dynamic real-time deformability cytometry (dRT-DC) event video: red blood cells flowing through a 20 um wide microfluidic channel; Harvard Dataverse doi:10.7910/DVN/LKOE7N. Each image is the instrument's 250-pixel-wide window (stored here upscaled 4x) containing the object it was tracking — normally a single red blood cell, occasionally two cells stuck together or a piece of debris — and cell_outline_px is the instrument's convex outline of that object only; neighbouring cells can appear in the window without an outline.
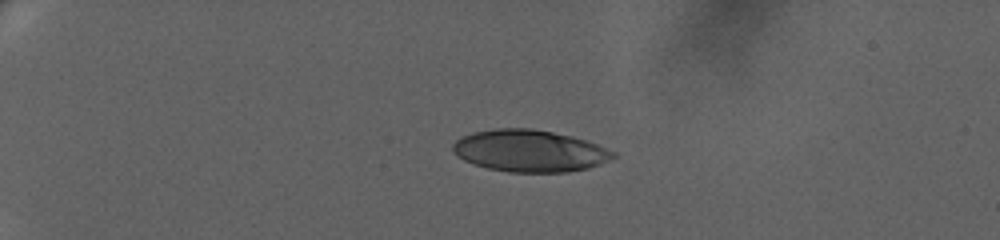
{"species": "human", "species_latin": "Homo sapiens", "temperature_condition": "warm", "stored_images_in_passage": 50, "camera_frame_rate_fps": 3000, "um_per_image_px": 0.085, "donor": {"sex": "female"}, "frame": {"image": 1, "passage_image": 1, "time_ms": 0.0, "image_size_px": [1000, 240], "cell_outline_px": [[616, 156], [600, 164], [588, 168], [568, 172], [508, 172], [488, 168], [464, 160], [456, 156], [452, 152], [452, 144], [456, 140], [472, 132], [496, 128], [532, 128], [572, 136], [596, 144], [616, 152]], "centroid_in_image_um": [45.0, 12.82], "position_along_channel_um": 40.0, "area_um2": 39.13}}
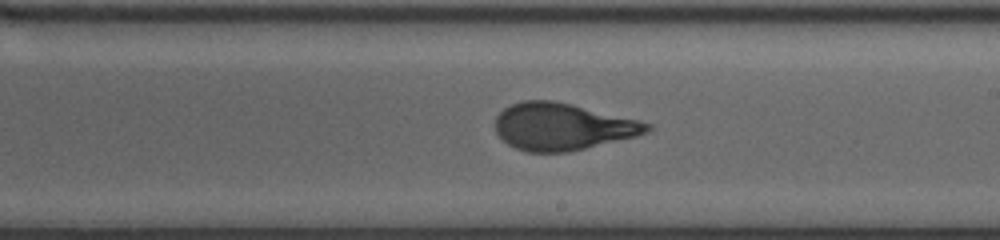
{"frame": {"image": 2, "passage_image": 27, "time_ms": 8.667, "image_size_px": [1000, 240], "cell_outline_px": [[652, 128], [648, 132], [636, 136], [568, 152], [528, 152], [516, 148], [508, 144], [496, 132], [496, 116], [504, 108], [512, 104], [524, 100], [552, 100], [572, 104], [640, 120], [652, 124]], "centroid_in_image_um": [47.82, 10.76], "position_along_channel_um": 241.2, "area_um2": 41.44}}
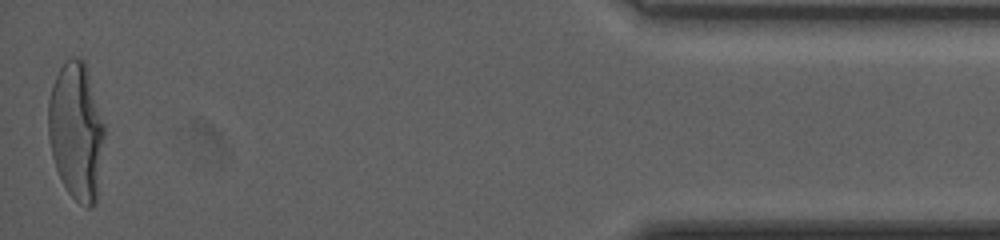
{"frame": {"image": 3, "passage_image": 50, "time_ms": 16.333, "image_size_px": [1000, 240], "cell_outline_px": [[104, 136], [96, 204], [92, 208], [88, 208], [80, 204], [68, 192], [56, 168], [52, 156], [48, 136], [48, 100], [52, 84], [60, 68], [72, 56], [80, 56], [84, 60], [104, 124]], "centroid_in_image_um": [6.47, 11.16], "position_along_channel_um": 428.7, "area_um2": 44.74}, "authors_computed_cell_mechanics": {"area_um2": 41.5582, "velocity_mm_per_s": 3.2592, "shape_relaxation_time_tau1_ms": 4.8637, "shape_relaxation_time_tau2_ms": null, "deformation_change_tau1": 0.234, "deformation_change_tau2": null}}